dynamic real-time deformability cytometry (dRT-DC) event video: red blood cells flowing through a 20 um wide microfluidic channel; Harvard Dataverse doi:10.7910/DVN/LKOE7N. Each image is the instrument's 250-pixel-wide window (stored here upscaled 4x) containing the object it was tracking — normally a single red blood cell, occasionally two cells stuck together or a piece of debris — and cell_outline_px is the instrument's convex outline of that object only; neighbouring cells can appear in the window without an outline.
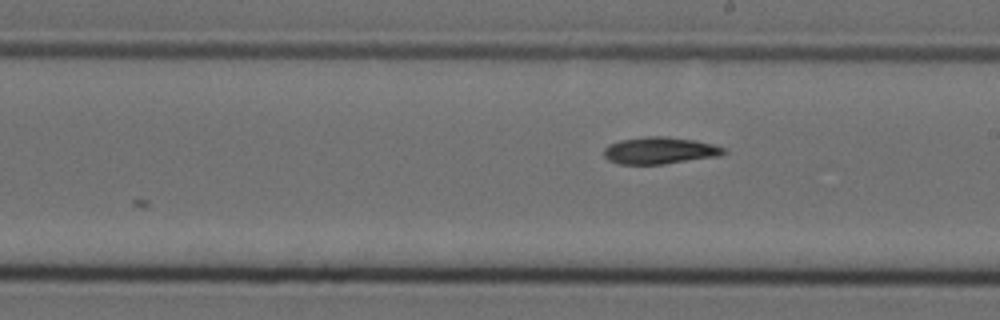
{"species": "Egyptian fruit bat (a non-hibernating species)", "species_latin": "Rousettus aegyptiacus", "temperature_condition": "cold", "stored_images_in_passage": 8, "camera_frame_rate_fps": 3000, "um_per_image_px": 0.085, "animal": {"sex": "female"}, "frame": {"image": 1, "passage_image": 6, "time_ms": 1.667, "image_size_px": [1000, 320], "cell_outline_px": [[728, 152], [720, 156], [664, 164], [620, 164], [608, 160], [604, 156], [604, 148], [608, 144], [620, 140], [648, 136], [664, 136], [696, 140], [728, 148]], "centroid_in_image_um": [56.12, 12.79], "position_along_channel_um": 232.9, "area_um2": 19.02}}
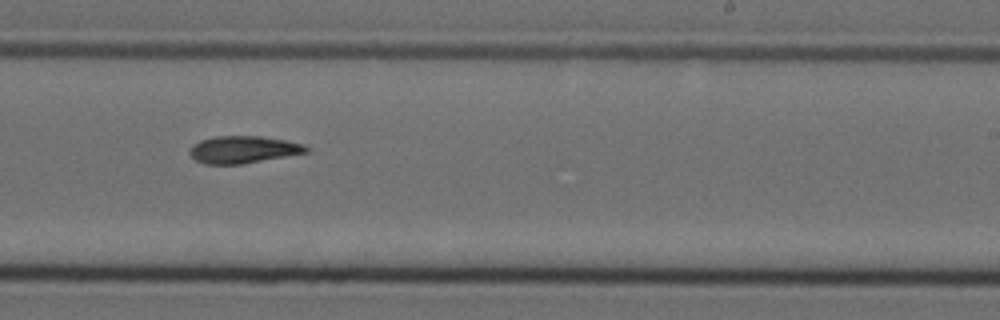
{"frame": {"image": 2, "passage_image": 7, "time_ms": 2.0, "image_size_px": [1000, 320], "cell_outline_px": [[308, 152], [240, 164], [204, 164], [196, 160], [188, 152], [192, 144], [200, 140], [216, 136], [260, 136], [284, 140], [304, 144], [308, 148]], "centroid_in_image_um": [20.63, 12.71], "position_along_channel_um": 268.4, "area_um2": 18.32}}
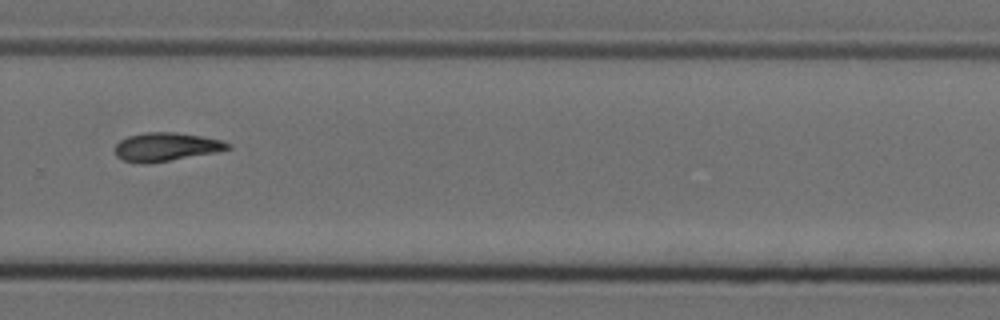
{"frame": {"image": 3, "passage_image": 8, "time_ms": 2.333, "image_size_px": [1000, 320], "cell_outline_px": [[232, 148], [212, 152], [148, 164], [140, 164], [124, 160], [116, 156], [116, 144], [120, 140], [128, 136], [148, 132], [176, 132], [200, 136], [220, 140], [232, 144]], "centroid_in_image_um": [14.08, 12.48], "position_along_channel_um": 315.7, "area_um2": 18.44}}